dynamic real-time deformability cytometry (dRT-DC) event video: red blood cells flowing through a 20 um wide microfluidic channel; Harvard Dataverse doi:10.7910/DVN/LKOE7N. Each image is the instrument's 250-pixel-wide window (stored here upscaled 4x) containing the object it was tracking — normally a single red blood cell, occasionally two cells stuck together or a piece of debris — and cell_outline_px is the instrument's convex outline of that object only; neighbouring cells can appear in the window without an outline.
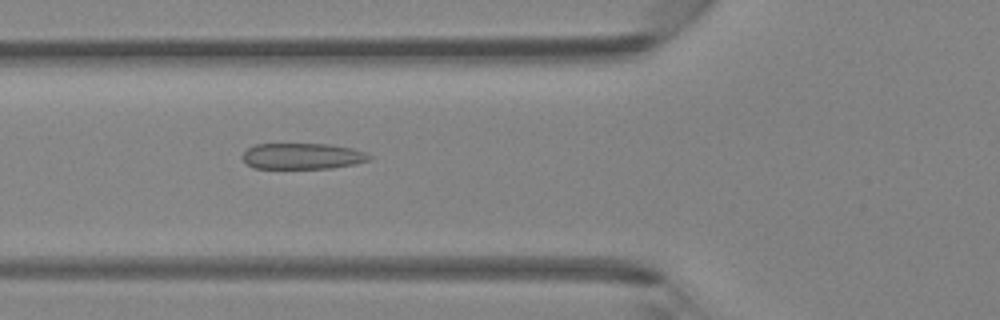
{"species": "Egyptian fruit bat (a non-hibernating species)", "species_latin": "Rousettus aegyptiacus", "temperature_condition": "room temperature", "stored_images_in_passage": 32, "camera_frame_rate_fps": 3000, "um_per_image_px": 0.085, "animal": {"sex": "female"}, "frame": {"image": 1, "passage_image": 4, "time_ms": 1.0, "image_size_px": [1000, 320], "cell_outline_px": [[372, 156], [368, 160], [356, 164], [332, 168], [252, 168], [240, 156], [248, 148], [256, 144], [328, 144], [352, 148], [364, 152]], "centroid_in_image_um": [25.69, 13.27], "position_along_channel_um": 100.1, "area_um2": 19.19}}
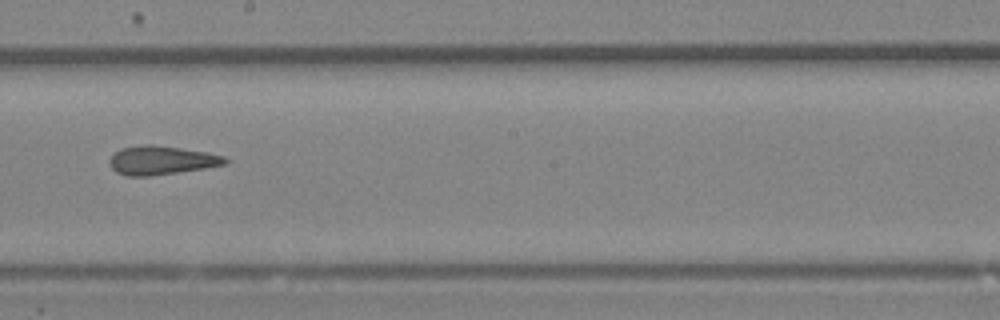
{"frame": {"image": 2, "passage_image": 13, "time_ms": 4.0, "image_size_px": [1000, 320], "cell_outline_px": [[232, 160], [228, 164], [204, 168], [148, 176], [128, 176], [116, 172], [108, 164], [108, 160], [120, 148], [144, 144], [152, 144], [208, 152], [224, 156]], "centroid_in_image_um": [13.74, 13.62], "position_along_channel_um": 234.5, "area_um2": 19.48}}
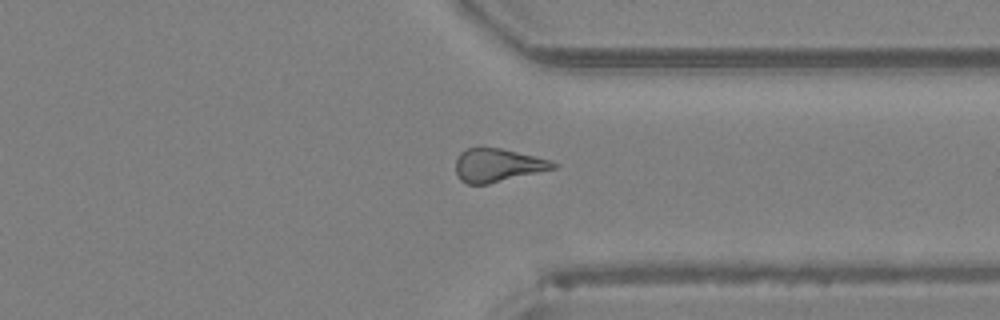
{"frame": {"image": 3, "passage_image": 22, "time_ms": 7.0, "image_size_px": [1000, 320], "cell_outline_px": [[560, 164], [556, 168], [488, 184], [468, 184], [460, 180], [456, 176], [456, 160], [460, 152], [468, 148], [480, 144], [500, 148], [536, 156]], "centroid_in_image_um": [42.26, 14.01], "position_along_channel_um": 369.1, "area_um2": 19.31}}